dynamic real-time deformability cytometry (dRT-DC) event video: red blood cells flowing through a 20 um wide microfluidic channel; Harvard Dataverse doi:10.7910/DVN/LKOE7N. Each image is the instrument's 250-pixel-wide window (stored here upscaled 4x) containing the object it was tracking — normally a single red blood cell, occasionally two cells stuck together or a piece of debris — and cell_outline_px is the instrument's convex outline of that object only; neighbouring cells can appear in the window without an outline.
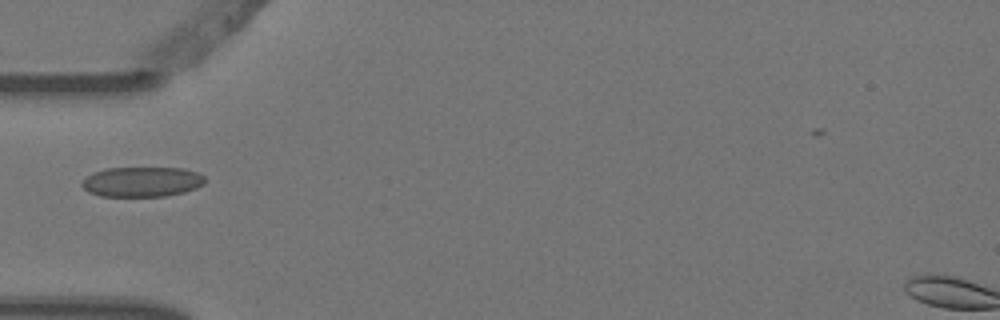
{"species": "Egyptian fruit bat (a non-hibernating species)", "species_latin": "Rousettus aegyptiacus", "temperature_condition": "warm", "stored_images_in_passage": 6, "camera_frame_rate_fps": 3000, "um_per_image_px": 0.085, "animal": {"sex": "female"}, "frame": {"image": 1, "passage_image": 5, "time_ms": 1.333, "image_size_px": [1000, 320], "cell_outline_px": [[204, 184], [196, 188], [184, 192], [164, 196], [100, 196], [88, 192], [80, 184], [92, 172], [104, 168], [184, 168], [196, 172], [204, 176]], "centroid_in_image_um": [12.05, 15.45], "position_along_channel_um": 72.9, "area_um2": 21.5}}
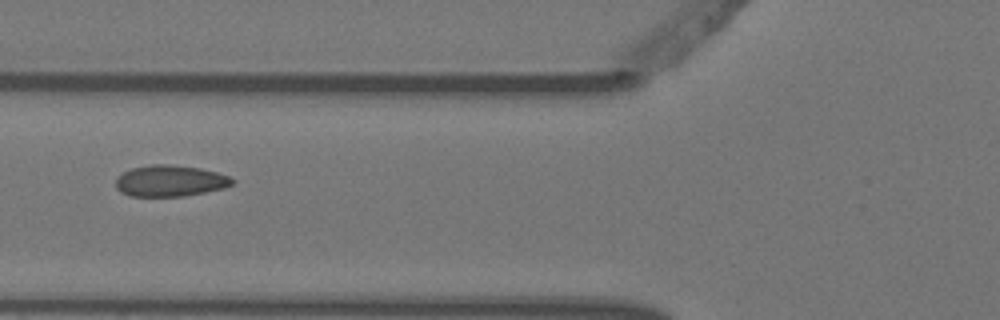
{"frame": {"image": 2, "passage_image": 6, "time_ms": 1.667, "image_size_px": [1000, 320], "cell_outline_px": [[236, 180], [232, 184], [224, 188], [184, 196], [128, 196], [120, 192], [116, 188], [116, 176], [132, 168], [152, 164], [164, 164], [200, 168], [216, 172], [228, 176]], "centroid_in_image_um": [14.43, 15.38], "position_along_channel_um": 111.4, "area_um2": 21.21}}